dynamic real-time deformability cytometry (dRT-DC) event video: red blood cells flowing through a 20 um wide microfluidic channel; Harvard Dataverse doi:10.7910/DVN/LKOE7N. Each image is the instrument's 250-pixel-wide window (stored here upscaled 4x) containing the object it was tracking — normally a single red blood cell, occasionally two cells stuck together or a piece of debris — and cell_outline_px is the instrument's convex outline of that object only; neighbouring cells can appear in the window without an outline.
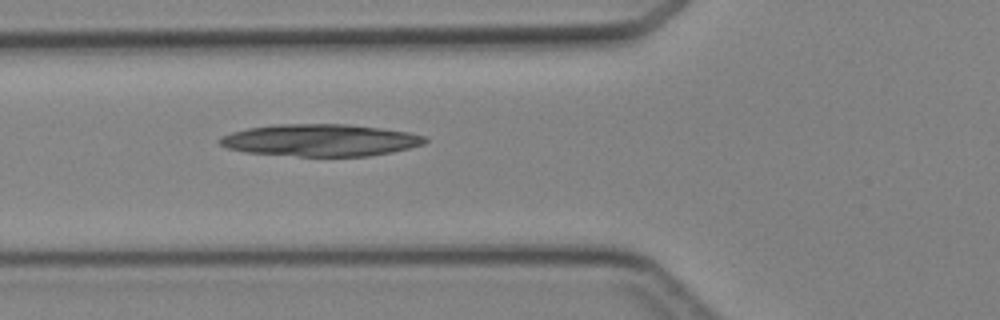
{"species": "Egyptian fruit bat (a non-hibernating species)", "species_latin": "Rousettus aegyptiacus", "temperature_condition": "cold", "stored_images_in_passage": 3, "segment_of_instrument_passage": [1, 2], "camera_frame_rate_fps": 3000, "um_per_image_px": 0.085, "animal": {"sex": "female"}, "frame": {"image": 1, "passage_image": 2, "time_ms": 1.333, "image_size_px": [1000, 320], "cell_outline_px": [[428, 140], [424, 144], [392, 152], [368, 156], [296, 156], [244, 152], [228, 148], [220, 144], [220, 136], [232, 132], [248, 128], [276, 124], [348, 124], [380, 128], [408, 132], [428, 136]], "centroid_in_image_um": [27.25, 11.91], "position_along_channel_um": 98.5, "area_um2": 38.38}}